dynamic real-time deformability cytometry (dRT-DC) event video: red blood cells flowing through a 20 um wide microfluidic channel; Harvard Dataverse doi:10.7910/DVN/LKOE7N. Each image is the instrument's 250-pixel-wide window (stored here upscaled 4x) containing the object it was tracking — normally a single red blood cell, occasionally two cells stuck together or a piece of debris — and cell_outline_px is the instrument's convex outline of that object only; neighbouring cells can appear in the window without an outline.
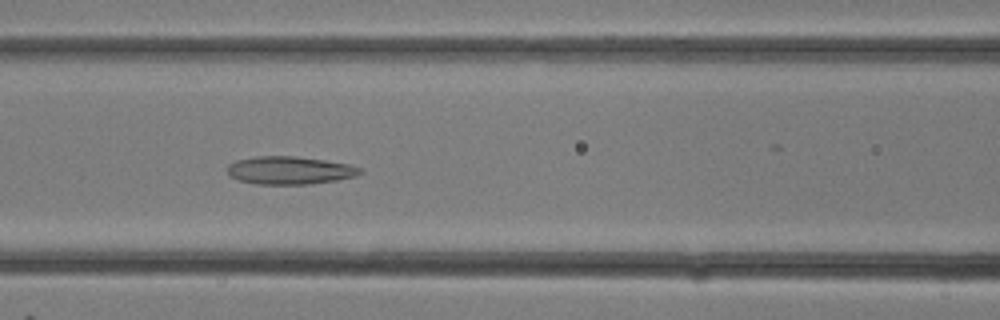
{"species": "common noctule bat (a hibernating species)", "species_latin": "Nyctalus noctula", "temperature_condition": "room temperature", "stored_images_in_passage": 22, "camera_frame_rate_fps": 3000, "um_per_image_px": 0.085, "animal": {"sex": "female"}, "frame": {"image": 1, "passage_image": 13, "time_ms": 4.0, "image_size_px": [1000, 320], "cell_outline_px": [[364, 172], [356, 176], [336, 180], [308, 184], [256, 184], [240, 180], [228, 176], [228, 164], [236, 160], [256, 156], [296, 156], [324, 160], [348, 164], [360, 168]], "centroid_in_image_um": [24.61, 14.47], "position_along_channel_um": 142.0, "area_um2": 21.56}}
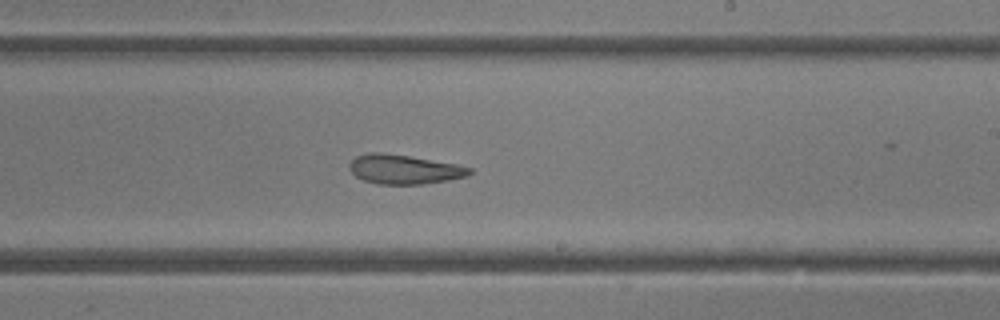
{"frame": {"image": 2, "passage_image": 18, "time_ms": 5.667, "image_size_px": [1000, 320], "cell_outline_px": [[472, 172], [468, 176], [448, 180], [424, 184], [376, 184], [364, 180], [356, 176], [348, 168], [348, 164], [356, 156], [368, 152], [380, 152], [408, 156], [456, 164], [472, 168]], "centroid_in_image_um": [34.33, 14.39], "position_along_channel_um": 254.7, "area_um2": 20.52}}
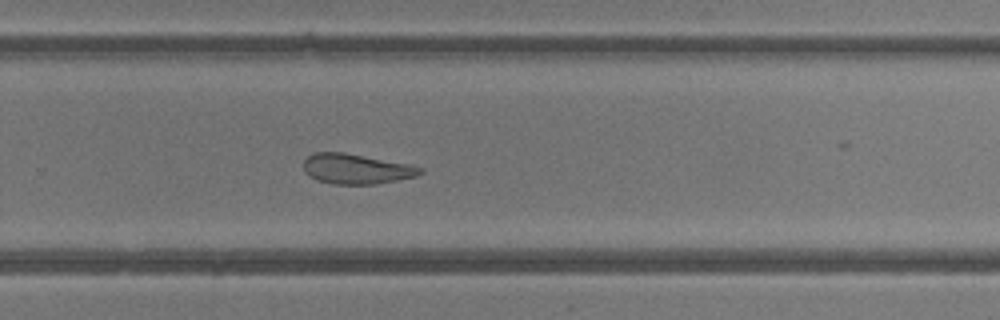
{"frame": {"image": 3, "passage_image": 20, "time_ms": 6.333, "image_size_px": [1000, 320], "cell_outline_px": [[424, 172], [416, 176], [376, 184], [332, 184], [316, 180], [308, 176], [304, 172], [304, 160], [312, 152], [344, 152], [408, 164], [424, 168]], "centroid_in_image_um": [30.25, 14.36], "position_along_channel_um": 299.6, "area_um2": 20.52}}